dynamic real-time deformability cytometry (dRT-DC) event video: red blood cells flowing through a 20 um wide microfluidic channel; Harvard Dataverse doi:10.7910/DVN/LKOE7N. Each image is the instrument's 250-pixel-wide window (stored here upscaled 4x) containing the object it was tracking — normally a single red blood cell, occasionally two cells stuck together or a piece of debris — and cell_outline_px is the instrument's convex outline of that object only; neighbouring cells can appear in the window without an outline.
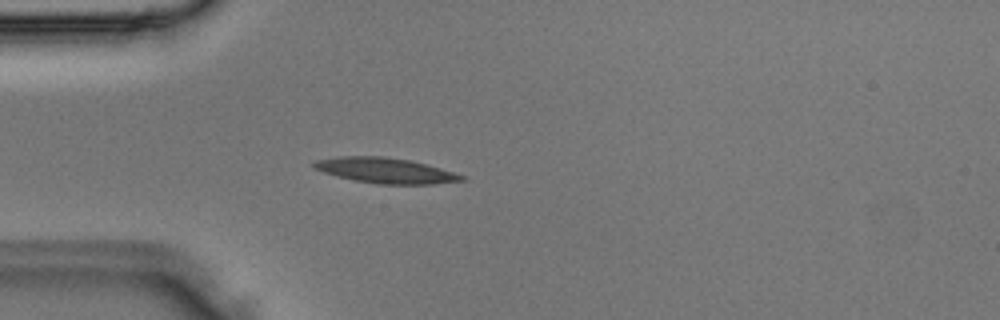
{"species": "Egyptian fruit bat (a non-hibernating species)", "species_latin": "Rousettus aegyptiacus", "temperature_condition": "room temperature", "stored_images_in_passage": 2, "camera_frame_rate_fps": 3000, "um_per_image_px": 0.085, "animal": {"sex": "male"}, "frame": {"image": 1, "passage_image": 2, "time_ms": 0.333, "image_size_px": [1000, 320], "cell_outline_px": [[468, 180], [432, 184], [380, 184], [356, 180], [324, 172], [316, 168], [312, 164], [316, 160], [340, 156], [384, 156], [408, 160], [440, 168], [464, 176]], "centroid_in_image_um": [32.79, 14.49], "position_along_channel_um": 52.2, "area_um2": 21.39}}